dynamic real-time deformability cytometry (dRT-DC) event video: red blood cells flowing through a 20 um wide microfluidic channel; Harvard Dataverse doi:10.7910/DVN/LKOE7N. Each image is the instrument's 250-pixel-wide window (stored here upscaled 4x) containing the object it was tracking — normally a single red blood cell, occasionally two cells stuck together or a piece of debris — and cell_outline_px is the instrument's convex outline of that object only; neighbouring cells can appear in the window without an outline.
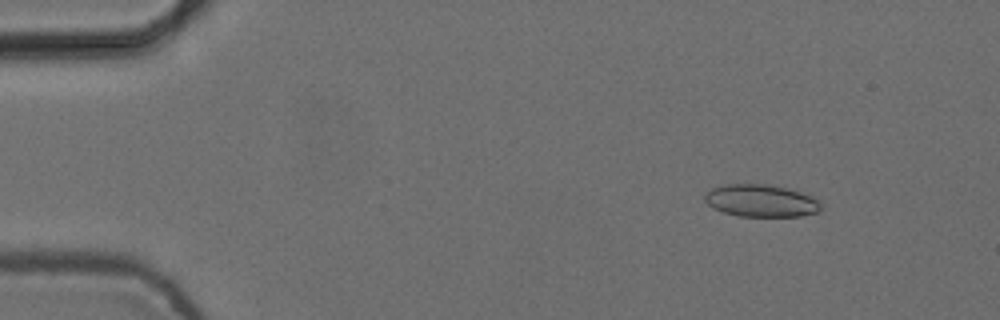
{"species": "common noctule bat (a hibernating species)", "species_latin": "Nyctalus noctula", "temperature_condition": "cold", "stored_images_in_passage": 4, "camera_frame_rate_fps": 3000, "um_per_image_px": 0.085, "animal": {"sex": "female", "body_mass_g": 24.6, "forearm_length_mm": 56.2}, "frame": {"image": 1, "passage_image": 2, "time_ms": 0.333, "image_size_px": [1000, 320], "cell_outline_px": [[820, 208], [816, 212], [800, 216], [736, 216], [712, 208], [704, 200], [704, 192], [712, 188], [724, 184], [768, 184], [788, 188], [812, 196], [820, 204]], "centroid_in_image_um": [64.62, 17.05], "position_along_channel_um": 20.4, "area_um2": 21.91}}
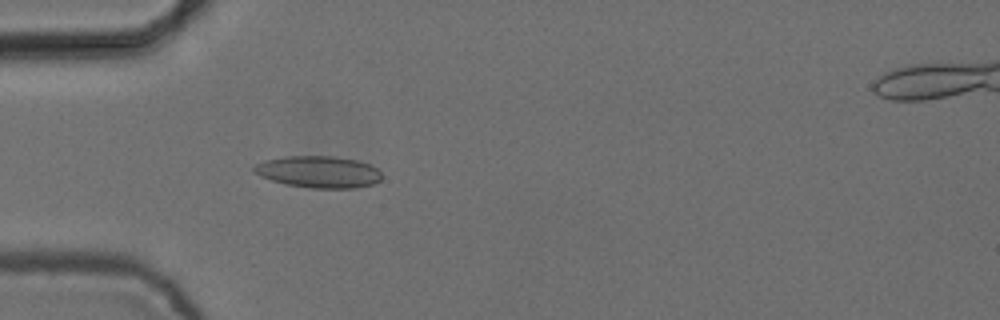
{"frame": {"image": 2, "passage_image": 4, "time_ms": 1.0, "image_size_px": [1000, 320], "cell_outline_px": [[380, 180], [372, 184], [356, 188], [312, 188], [288, 184], [272, 180], [260, 176], [252, 168], [256, 164], [264, 160], [284, 156], [332, 156], [356, 160], [368, 164], [376, 168], [380, 172]], "centroid_in_image_um": [27.07, 14.6], "position_along_channel_um": 57.9, "area_um2": 23.41}}